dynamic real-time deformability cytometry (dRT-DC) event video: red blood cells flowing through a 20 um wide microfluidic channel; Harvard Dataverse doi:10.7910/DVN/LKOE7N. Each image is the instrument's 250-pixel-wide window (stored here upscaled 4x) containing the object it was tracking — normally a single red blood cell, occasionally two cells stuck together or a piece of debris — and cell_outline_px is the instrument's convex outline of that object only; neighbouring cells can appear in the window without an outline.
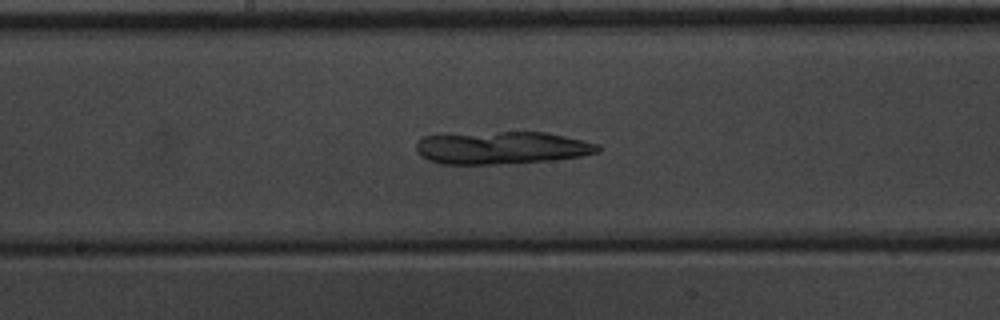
{"species": "common noctule bat (a hibernating species)", "species_latin": "Nyctalus noctula", "temperature_condition": "warm", "stored_images_in_passage": 32, "camera_frame_rate_fps": 3000, "um_per_image_px": 0.085, "animal": {"sex": "male", "body_mass_g": 20.1, "forearm_length_mm": 53.5}, "frame": {"image": 1, "passage_image": 28, "time_ms": 9.0, "image_size_px": [1000, 320], "cell_outline_px": [[600, 152], [580, 156], [556, 160], [496, 164], [440, 164], [428, 160], [420, 156], [416, 152], [416, 144], [424, 136], [436, 132], [544, 132], [564, 136], [600, 144]], "centroid_in_image_um": [42.56, 12.54], "position_along_channel_um": 205.6, "area_um2": 35.37}}
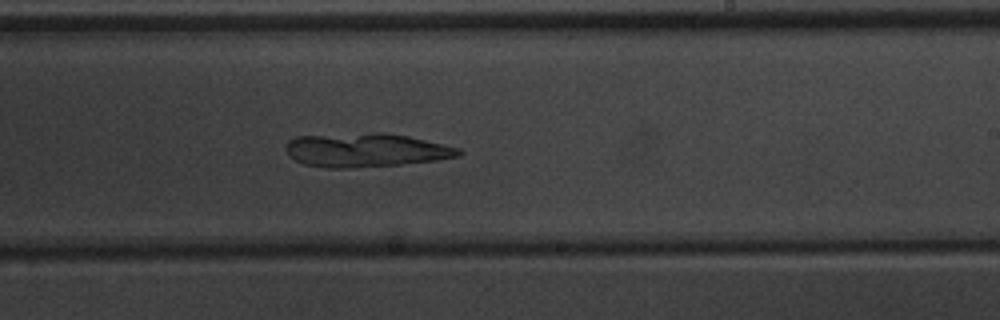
{"frame": {"image": 2, "passage_image": 32, "time_ms": 10.333, "image_size_px": [1000, 320], "cell_outline_px": [[464, 152], [460, 156], [436, 160], [400, 164], [352, 168], [324, 168], [304, 164], [296, 160], [284, 148], [288, 140], [296, 136], [368, 132], [384, 132], [408, 136], [460, 148]], "centroid_in_image_um": [31.09, 12.75], "position_along_channel_um": 257.9, "area_um2": 34.22}}